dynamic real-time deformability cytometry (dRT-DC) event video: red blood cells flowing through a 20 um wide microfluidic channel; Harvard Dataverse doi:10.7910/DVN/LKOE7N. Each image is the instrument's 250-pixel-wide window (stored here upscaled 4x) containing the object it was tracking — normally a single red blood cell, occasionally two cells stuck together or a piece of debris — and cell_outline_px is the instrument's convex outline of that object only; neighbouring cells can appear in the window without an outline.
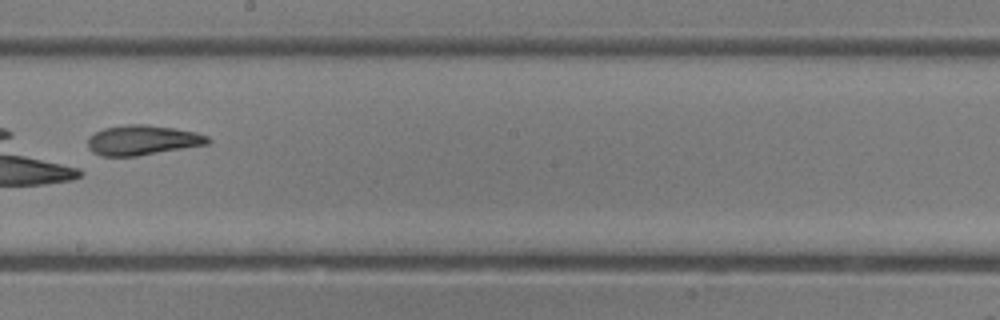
{"species": "common noctule bat (a hibernating species)", "species_latin": "Nyctalus noctula", "temperature_condition": "room temperature", "stored_images_in_passage": 37, "camera_frame_rate_fps": 3000, "um_per_image_px": 0.085, "animal": {"sex": "female"}, "frame": {"image": 1, "passage_image": 22, "time_ms": 7.0, "image_size_px": [1000, 320], "cell_outline_px": [[212, 140], [208, 144], [136, 156], [100, 156], [92, 152], [88, 148], [88, 136], [104, 128], [128, 124], [148, 124], [196, 132], [208, 136]], "centroid_in_image_um": [12.1, 11.91], "position_along_channel_um": 236.1, "area_um2": 20.92}}